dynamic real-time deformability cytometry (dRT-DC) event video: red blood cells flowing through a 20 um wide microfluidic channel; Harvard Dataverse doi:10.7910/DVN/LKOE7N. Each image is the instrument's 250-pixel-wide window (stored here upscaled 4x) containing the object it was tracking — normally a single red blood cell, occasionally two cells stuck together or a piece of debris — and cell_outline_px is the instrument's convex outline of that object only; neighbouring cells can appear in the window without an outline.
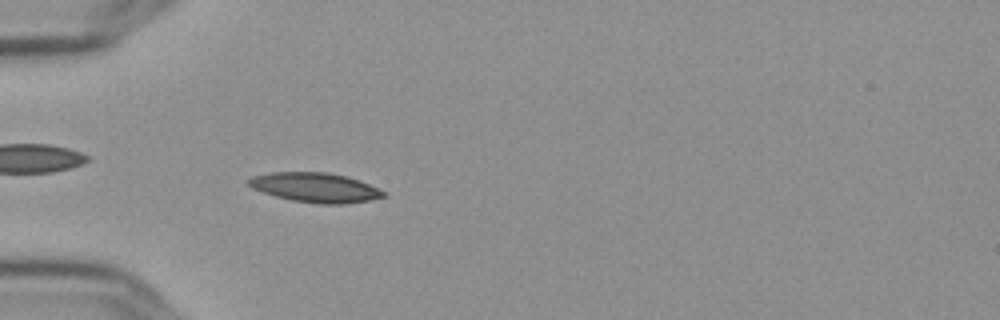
{"species": "Egyptian fruit bat (a non-hibernating species)", "species_latin": "Rousettus aegyptiacus", "temperature_condition": "cold", "stored_images_in_passage": 57, "camera_frame_rate_fps": 3000, "um_per_image_px": 0.085, "frame": {"image": 1, "passage_image": 18, "time_ms": 5.667, "image_size_px": [1000, 320], "cell_outline_px": [[388, 196], [372, 200], [344, 204], [320, 204], [292, 200], [276, 196], [252, 188], [244, 180], [252, 176], [272, 172], [328, 172], [360, 180], [388, 192]], "centroid_in_image_um": [26.84, 15.94], "position_along_channel_um": 58.2, "area_um2": 23.47}}
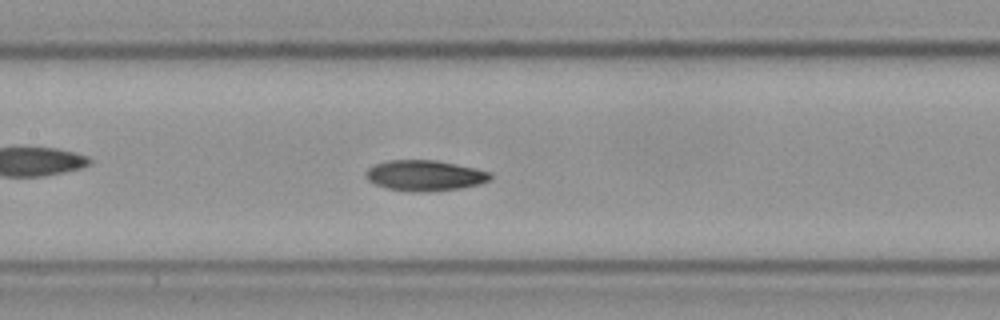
{"frame": {"image": 2, "passage_image": 28, "time_ms": 9.0, "image_size_px": [1000, 320], "cell_outline_px": [[492, 176], [488, 180], [480, 184], [460, 188], [428, 192], [412, 192], [388, 188], [376, 184], [368, 180], [364, 176], [364, 172], [368, 168], [376, 164], [388, 160], [436, 160], [476, 168], [492, 172]], "centroid_in_image_um": [36.11, 14.92], "position_along_channel_um": 171.3, "area_um2": 22.31}}
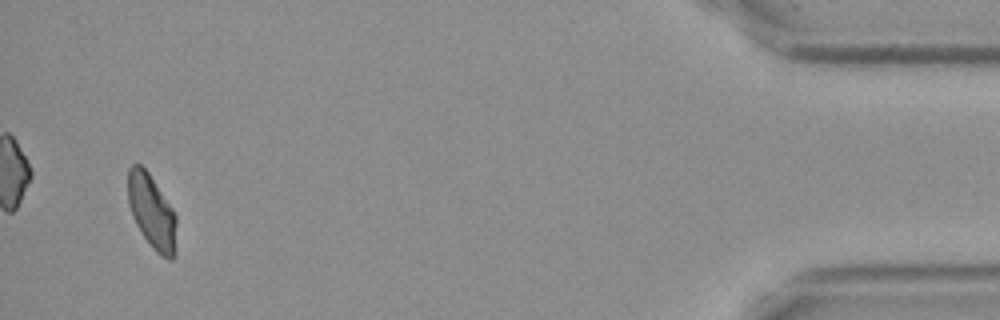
{"frame": {"image": 3, "passage_image": 55, "time_ms": 18.0, "image_size_px": [1000, 320], "cell_outline_px": [[176, 252], [172, 260], [168, 260], [160, 256], [152, 248], [136, 224], [132, 216], [128, 204], [128, 168], [132, 164], [140, 164], [148, 172], [172, 208], [176, 216]], "centroid_in_image_um": [12.91, 18.03], "position_along_channel_um": 422.3, "area_um2": 21.04}, "authors_computed_cell_mechanics": {"area_um2": 21.4438, "velocity_mm_per_s": 3.5966, "shape_relaxation_time_tau1_ms": 9.9946, "shape_relaxation_time_tau2_ms": 6.2142, "deformation_change_tau1": 0.2051, "deformation_change_tau2": 0.1052}}